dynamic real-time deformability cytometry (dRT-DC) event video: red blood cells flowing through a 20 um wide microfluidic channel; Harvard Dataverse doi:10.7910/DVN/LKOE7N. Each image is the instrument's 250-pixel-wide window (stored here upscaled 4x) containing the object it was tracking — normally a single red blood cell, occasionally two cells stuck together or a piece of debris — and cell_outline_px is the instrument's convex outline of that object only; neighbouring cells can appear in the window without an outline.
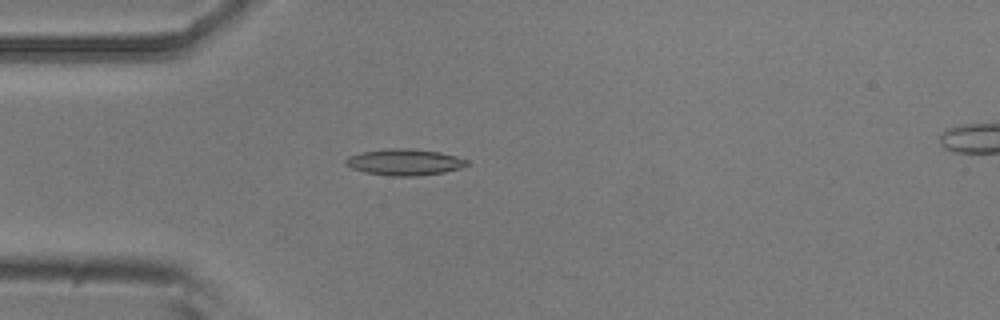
{"species": "common noctule bat (a hibernating species)", "species_latin": "Nyctalus noctula", "temperature_condition": "room temperature", "stored_images_in_passage": 4, "camera_frame_rate_fps": 3000, "um_per_image_px": 0.085, "animal": {"sex": "male", "body_mass_g": 20.5, "forearm_length_mm": 52.5}, "frame": {"image": 1, "passage_image": 4, "time_ms": 4.0, "image_size_px": [1000, 320], "cell_outline_px": [[468, 164], [460, 168], [444, 172], [416, 176], [392, 176], [364, 172], [352, 168], [344, 164], [344, 160], [348, 156], [360, 152], [384, 148], [412, 148], [440, 152], [456, 156], [468, 160]], "centroid_in_image_um": [34.35, 13.77], "position_along_channel_um": 50.7, "area_um2": 18.79}}